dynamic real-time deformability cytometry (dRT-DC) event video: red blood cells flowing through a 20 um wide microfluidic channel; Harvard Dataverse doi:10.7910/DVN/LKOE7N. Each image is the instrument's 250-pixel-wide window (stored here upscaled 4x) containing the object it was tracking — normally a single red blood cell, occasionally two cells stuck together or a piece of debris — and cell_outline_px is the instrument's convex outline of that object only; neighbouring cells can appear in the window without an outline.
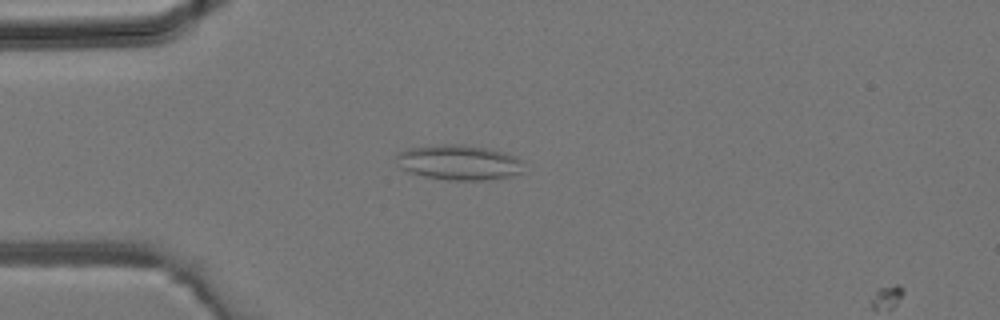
{"species": "common noctule bat (a hibernating species)", "species_latin": "Nyctalus noctula", "temperature_condition": "room temperature", "stored_images_in_passage": 4, "camera_frame_rate_fps": 3000, "um_per_image_px": 0.085, "animal": {"sex": "male", "body_mass_g": 19.2, "forearm_length_mm": 51.8}, "frame": {"image": 1, "passage_image": 3, "time_ms": 0.667, "image_size_px": [1000, 320], "cell_outline_px": [[524, 172], [512, 176], [484, 180], [448, 180], [424, 176], [408, 172], [400, 168], [396, 156], [400, 152], [408, 148], [436, 144], [464, 144], [488, 148], [504, 152], [516, 156], [520, 160]], "centroid_in_image_um": [39.01, 13.8], "position_along_channel_um": 46.0, "area_um2": 26.24}}